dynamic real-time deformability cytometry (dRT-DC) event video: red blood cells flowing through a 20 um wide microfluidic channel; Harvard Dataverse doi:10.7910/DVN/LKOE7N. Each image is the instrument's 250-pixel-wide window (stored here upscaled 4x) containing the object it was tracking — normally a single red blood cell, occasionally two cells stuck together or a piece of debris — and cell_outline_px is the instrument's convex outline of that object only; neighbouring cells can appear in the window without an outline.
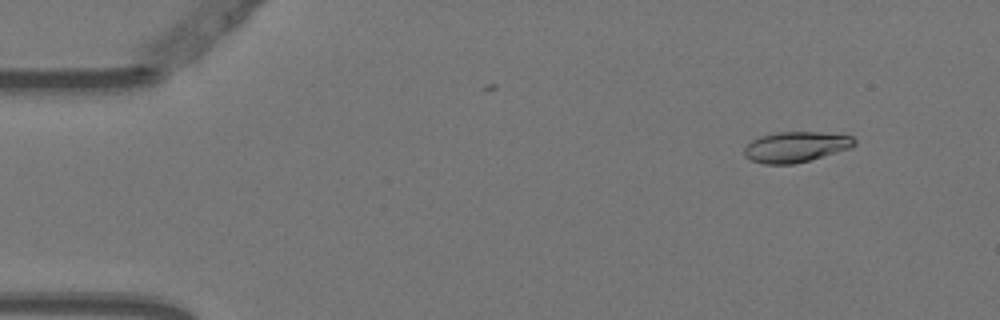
{"species": "Egyptian fruit bat (a non-hibernating species)", "species_latin": "Rousettus aegyptiacus", "temperature_condition": "warm", "stored_images_in_passage": 2, "camera_frame_rate_fps": 3000, "um_per_image_px": 0.085, "animal": {"sex": "female"}, "frame": {"image": 1, "passage_image": 2, "time_ms": 0.333, "image_size_px": [1000, 320], "cell_outline_px": [[856, 144], [852, 148], [808, 160], [792, 164], [764, 164], [752, 160], [744, 156], [744, 148], [752, 140], [760, 136], [780, 132], [820, 132], [852, 136], [856, 140]], "centroid_in_image_um": [67.65, 12.48], "position_along_channel_um": 17.3, "area_um2": 19.48}}